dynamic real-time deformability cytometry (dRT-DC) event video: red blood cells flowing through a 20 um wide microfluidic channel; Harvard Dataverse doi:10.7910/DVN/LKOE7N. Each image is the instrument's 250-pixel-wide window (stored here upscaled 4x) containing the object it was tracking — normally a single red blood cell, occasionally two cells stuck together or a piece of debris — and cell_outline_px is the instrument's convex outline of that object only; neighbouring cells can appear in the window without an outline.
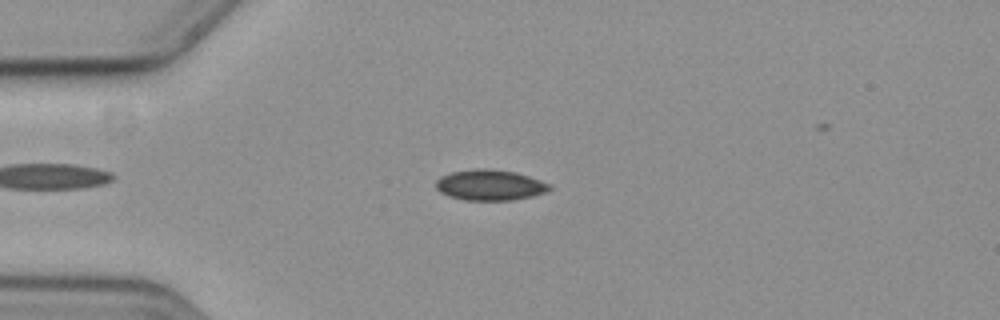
{"species": "common noctule bat (a hibernating species)", "species_latin": "Nyctalus noctula", "temperature_condition": "cold", "stored_images_in_passage": 50, "camera_frame_rate_fps": 3000, "um_per_image_px": 0.085, "animal": {"sex": "female", "body_mass_g": 19.3, "forearm_length_mm": 54.1}, "frame": {"image": 1, "passage_image": 10, "time_ms": 3.0, "image_size_px": [1000, 320], "cell_outline_px": [[552, 188], [544, 192], [532, 196], [512, 200], [464, 200], [448, 196], [440, 192], [436, 188], [436, 180], [440, 176], [452, 172], [476, 168], [488, 168], [516, 172], [552, 184]], "centroid_in_image_um": [41.63, 15.72], "position_along_channel_um": 43.4, "area_um2": 20.4}}
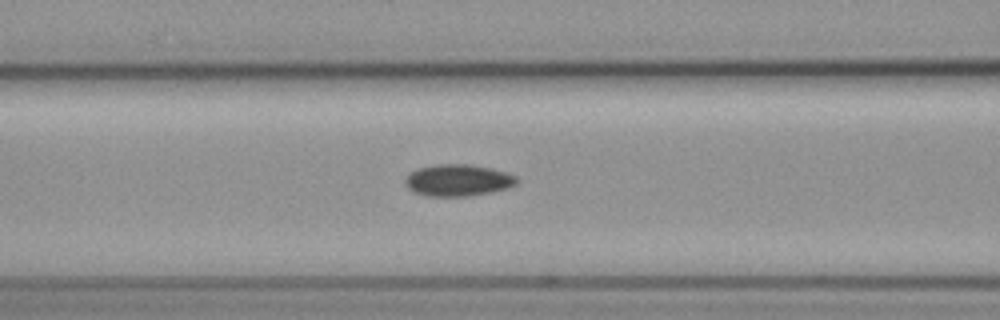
{"frame": {"image": 2, "passage_image": 19, "time_ms": 6.0, "image_size_px": [1000, 320], "cell_outline_px": [[520, 180], [516, 184], [508, 188], [492, 192], [472, 196], [428, 196], [416, 192], [408, 188], [404, 184], [404, 180], [412, 172], [420, 168], [432, 164], [468, 164], [492, 168], [516, 176]], "centroid_in_image_um": [38.96, 15.32], "position_along_channel_um": 127.6, "area_um2": 20.69}}
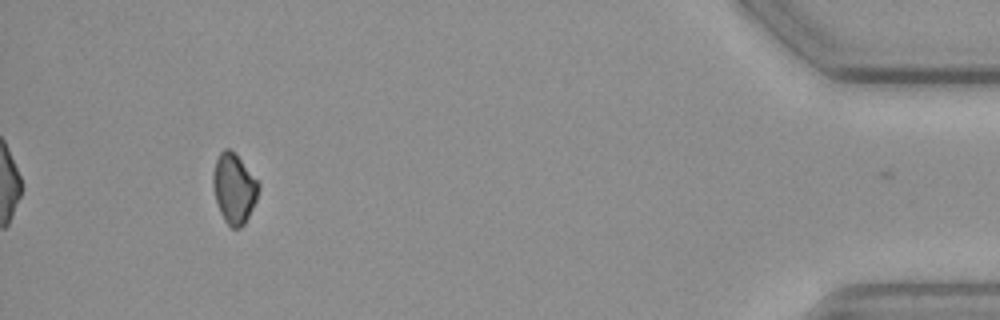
{"frame": {"image": 3, "passage_image": 49, "time_ms": 16.0, "image_size_px": [1000, 320], "cell_outline_px": [[260, 188], [256, 200], [244, 224], [240, 228], [232, 228], [224, 220], [220, 212], [216, 200], [212, 184], [212, 172], [216, 160], [220, 152], [224, 148], [228, 148], [240, 160], [260, 184]], "centroid_in_image_um": [19.88, 16.03], "position_along_channel_um": 415.3, "area_um2": 18.26}}